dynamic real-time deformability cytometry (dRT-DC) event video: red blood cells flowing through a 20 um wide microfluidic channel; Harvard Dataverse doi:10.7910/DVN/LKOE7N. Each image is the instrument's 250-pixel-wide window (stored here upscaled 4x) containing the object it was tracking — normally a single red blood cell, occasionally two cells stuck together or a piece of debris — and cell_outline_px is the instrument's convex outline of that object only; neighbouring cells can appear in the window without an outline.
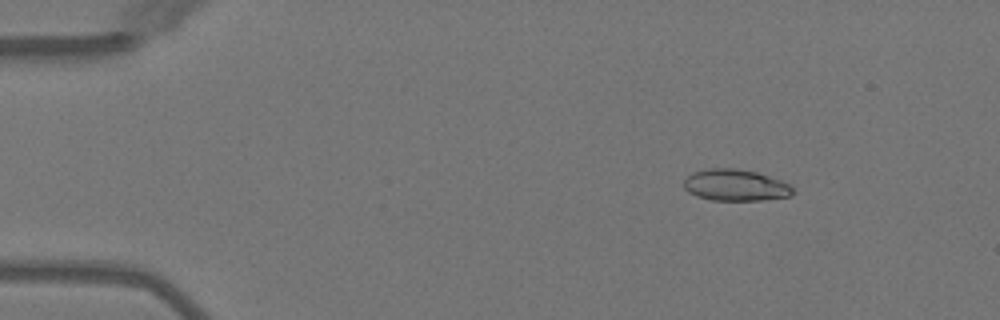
{"species": "Egyptian fruit bat (a non-hibernating species)", "species_latin": "Rousettus aegyptiacus", "temperature_condition": "warm", "stored_images_in_passage": 5, "camera_frame_rate_fps": 3000, "um_per_image_px": 0.085, "animal": {"sex": "female"}, "frame": {"image": 1, "passage_image": 2, "time_ms": 1.333, "image_size_px": [1000, 320], "cell_outline_px": [[796, 192], [792, 196], [760, 200], [712, 200], [696, 196], [688, 192], [684, 188], [684, 180], [692, 172], [708, 168], [736, 168], [756, 172], [792, 184]], "centroid_in_image_um": [62.54, 15.74], "position_along_channel_um": 22.5, "area_um2": 20.23}}
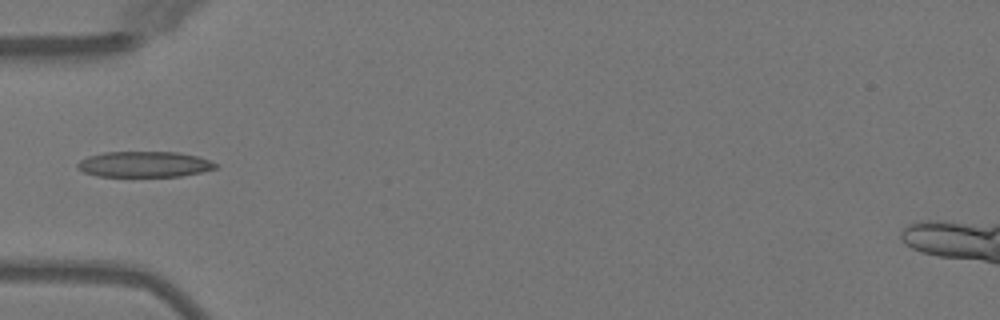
{"frame": {"image": 2, "passage_image": 5, "time_ms": 4.667, "image_size_px": [1000, 320], "cell_outline_px": [[220, 164], [216, 168], [200, 172], [180, 176], [96, 176], [84, 172], [76, 168], [76, 164], [80, 160], [88, 156], [104, 152], [180, 152], [196, 156]], "centroid_in_image_um": [12.24, 13.96], "position_along_channel_um": 72.8, "area_um2": 20.69}}